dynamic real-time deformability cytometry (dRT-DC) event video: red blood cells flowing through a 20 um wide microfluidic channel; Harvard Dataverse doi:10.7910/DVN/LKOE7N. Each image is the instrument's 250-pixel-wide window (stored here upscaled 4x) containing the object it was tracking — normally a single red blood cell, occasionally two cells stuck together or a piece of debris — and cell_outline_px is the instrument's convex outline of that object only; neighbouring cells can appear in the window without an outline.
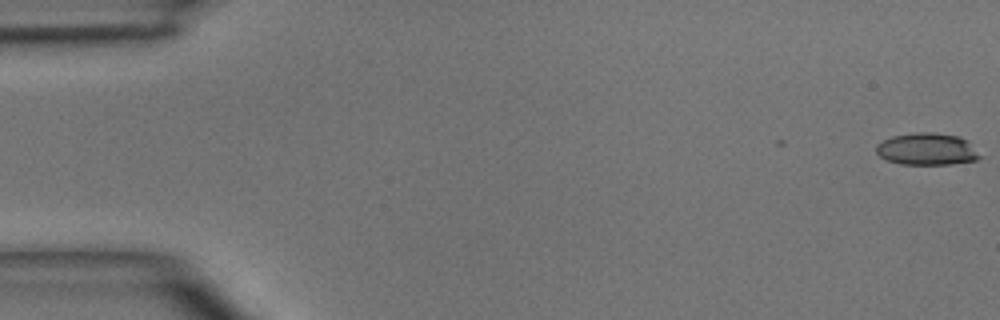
{"species": "common noctule bat (a hibernating species)", "species_latin": "Nyctalus noctula", "temperature_condition": "room temperature", "stored_images_in_passage": 4, "camera_frame_rate_fps": 3000, "um_per_image_px": 0.085, "animal": {"sex": "male", "body_mass_g": 15.6}, "frame": {"image": 1, "passage_image": 1, "time_ms": 0.0, "image_size_px": [1000, 320], "cell_outline_px": [[980, 156], [976, 160], [952, 164], [900, 164], [888, 160], [880, 156], [876, 152], [876, 144], [892, 136], [916, 132], [936, 132], [960, 136], [968, 140]], "centroid_in_image_um": [78.79, 12.66], "position_along_channel_um": 6.2, "area_um2": 19.36}}
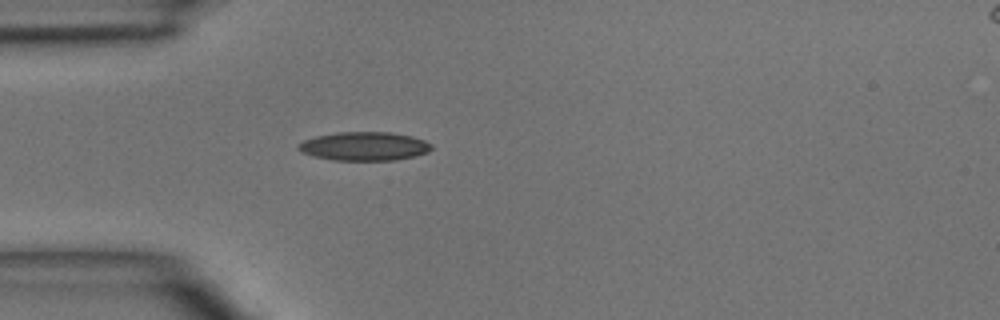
{"frame": {"image": 2, "passage_image": 4, "time_ms": 4.333, "image_size_px": [1000, 320], "cell_outline_px": [[432, 148], [428, 152], [396, 160], [336, 160], [316, 156], [300, 152], [296, 148], [296, 144], [304, 140], [316, 136], [336, 132], [392, 132], [412, 136], [424, 140], [432, 144]], "centroid_in_image_um": [30.95, 12.42], "position_along_channel_um": 54.1, "area_um2": 22.25}}